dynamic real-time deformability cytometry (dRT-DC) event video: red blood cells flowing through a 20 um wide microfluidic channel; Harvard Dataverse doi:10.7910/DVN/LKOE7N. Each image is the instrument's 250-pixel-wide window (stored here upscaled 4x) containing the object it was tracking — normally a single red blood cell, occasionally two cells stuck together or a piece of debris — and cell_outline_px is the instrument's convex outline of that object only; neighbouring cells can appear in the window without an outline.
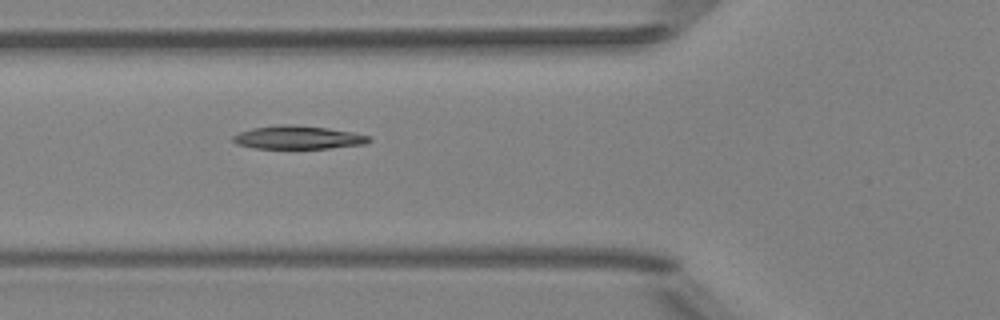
{"species": "Egyptian fruit bat (a non-hibernating species)", "species_latin": "Rousettus aegyptiacus", "temperature_condition": "room temperature", "stored_images_in_passage": 6, "camera_frame_rate_fps": 3000, "um_per_image_px": 0.085, "animal": {"sex": "female"}, "frame": {"image": 1, "passage_image": 5, "time_ms": 4.667, "image_size_px": [1000, 320], "cell_outline_px": [[372, 140], [364, 144], [328, 148], [256, 148], [236, 144], [232, 140], [232, 136], [240, 132], [252, 128], [292, 124], [328, 128], [352, 132], [368, 136]], "centroid_in_image_um": [25.32, 11.68], "position_along_channel_um": 100.5, "area_um2": 18.15}}
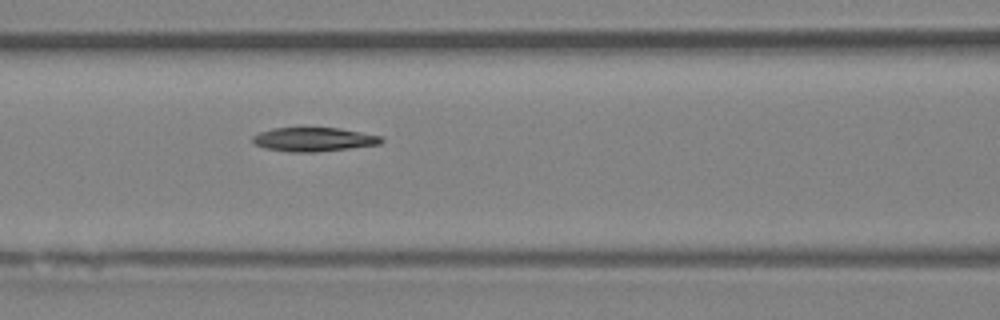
{"frame": {"image": 2, "passage_image": 6, "time_ms": 5.667, "image_size_px": [1000, 320], "cell_outline_px": [[384, 140], [380, 144], [316, 152], [288, 152], [264, 148], [256, 144], [252, 140], [252, 136], [260, 132], [272, 128], [340, 128], [380, 136]], "centroid_in_image_um": [26.63, 11.85], "position_along_channel_um": 140.0, "area_um2": 17.8}}